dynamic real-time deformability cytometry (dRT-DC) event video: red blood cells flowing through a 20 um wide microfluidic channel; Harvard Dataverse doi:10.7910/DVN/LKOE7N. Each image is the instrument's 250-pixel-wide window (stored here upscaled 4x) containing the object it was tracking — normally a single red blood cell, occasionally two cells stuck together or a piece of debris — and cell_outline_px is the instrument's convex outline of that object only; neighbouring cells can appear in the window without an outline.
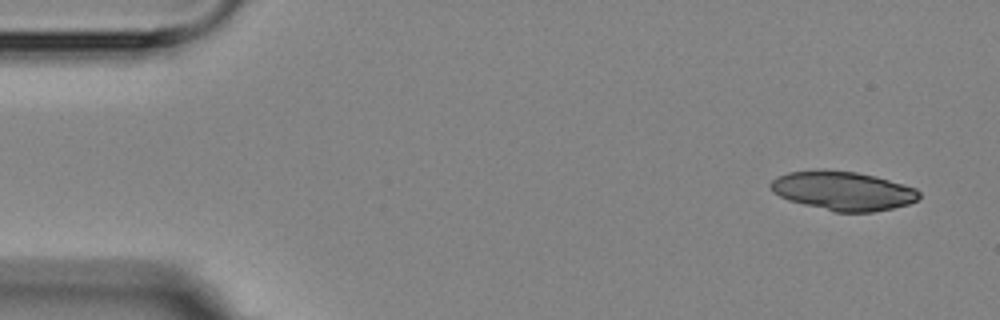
{"species": "Egyptian fruit bat (a non-hibernating species)", "species_latin": "Rousettus aegyptiacus", "temperature_condition": "room temperature", "stored_images_in_passage": 6, "camera_frame_rate_fps": 3000, "um_per_image_px": 0.085, "animal": {"sex": "female"}, "frame": {"image": 1, "passage_image": 1, "time_ms": 0.0, "image_size_px": [1000, 320], "cell_outline_px": [[920, 196], [916, 200], [908, 204], [892, 208], [872, 212], [836, 212], [788, 200], [772, 192], [768, 184], [776, 176], [788, 172], [856, 172], [876, 176], [904, 184], [916, 188], [920, 192]], "centroid_in_image_um": [71.67, 16.25], "position_along_channel_um": 13.3, "area_um2": 33.06}}